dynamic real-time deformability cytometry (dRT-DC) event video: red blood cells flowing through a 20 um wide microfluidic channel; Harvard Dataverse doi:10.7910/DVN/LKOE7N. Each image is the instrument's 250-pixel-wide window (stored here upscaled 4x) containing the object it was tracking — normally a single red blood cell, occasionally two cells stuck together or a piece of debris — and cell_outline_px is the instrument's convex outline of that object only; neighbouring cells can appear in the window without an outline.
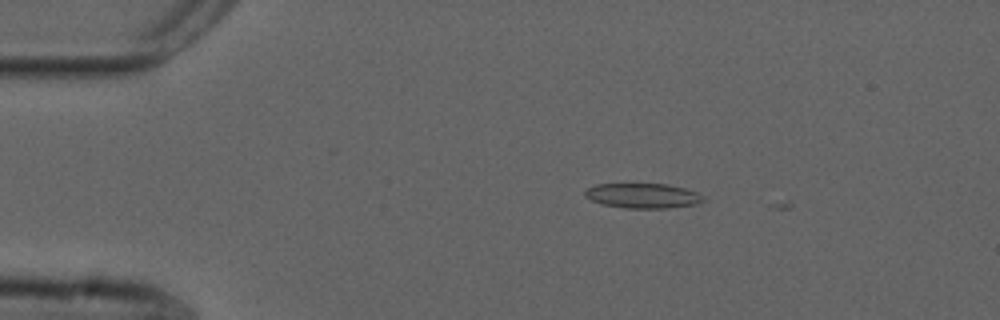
{"species": "common noctule bat (a hibernating species)", "species_latin": "Nyctalus noctula", "temperature_condition": "cold", "stored_images_in_passage": 5, "camera_frame_rate_fps": 3000, "um_per_image_px": 0.085, "animal": {"sex": "male", "forearm_length_mm": 52.5}, "frame": {"image": 1, "passage_image": 4, "time_ms": 1.0, "image_size_px": [1000, 320], "cell_outline_px": [[704, 200], [696, 204], [668, 208], [624, 208], [604, 204], [592, 200], [584, 196], [584, 192], [588, 188], [596, 184], [668, 184], [684, 188], [696, 192], [704, 196]], "centroid_in_image_um": [54.65, 16.63], "position_along_channel_um": 30.4, "area_um2": 17.05}}